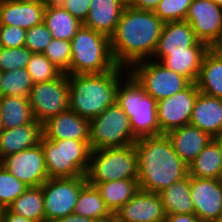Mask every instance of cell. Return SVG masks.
<instances>
[{
    "mask_svg": "<svg viewBox=\"0 0 222 222\" xmlns=\"http://www.w3.org/2000/svg\"><path fill=\"white\" fill-rule=\"evenodd\" d=\"M164 24L154 11L126 5L110 37L116 64L129 69L139 61L152 59Z\"/></svg>",
    "mask_w": 222,
    "mask_h": 222,
    "instance_id": "cell-1",
    "label": "cell"
},
{
    "mask_svg": "<svg viewBox=\"0 0 222 222\" xmlns=\"http://www.w3.org/2000/svg\"><path fill=\"white\" fill-rule=\"evenodd\" d=\"M134 144L141 190L159 193L188 175V166L176 154L166 134L140 137Z\"/></svg>",
    "mask_w": 222,
    "mask_h": 222,
    "instance_id": "cell-2",
    "label": "cell"
},
{
    "mask_svg": "<svg viewBox=\"0 0 222 222\" xmlns=\"http://www.w3.org/2000/svg\"><path fill=\"white\" fill-rule=\"evenodd\" d=\"M127 68L117 66L100 74L68 75L69 109L88 120L117 103L118 84ZM122 74V76H121Z\"/></svg>",
    "mask_w": 222,
    "mask_h": 222,
    "instance_id": "cell-3",
    "label": "cell"
},
{
    "mask_svg": "<svg viewBox=\"0 0 222 222\" xmlns=\"http://www.w3.org/2000/svg\"><path fill=\"white\" fill-rule=\"evenodd\" d=\"M70 42L68 75L100 74L118 66L112 54L110 37L82 25Z\"/></svg>",
    "mask_w": 222,
    "mask_h": 222,
    "instance_id": "cell-4",
    "label": "cell"
},
{
    "mask_svg": "<svg viewBox=\"0 0 222 222\" xmlns=\"http://www.w3.org/2000/svg\"><path fill=\"white\" fill-rule=\"evenodd\" d=\"M124 82L122 79L119 81L117 103L129 117L133 134L137 138L160 135L157 101L129 72Z\"/></svg>",
    "mask_w": 222,
    "mask_h": 222,
    "instance_id": "cell-5",
    "label": "cell"
},
{
    "mask_svg": "<svg viewBox=\"0 0 222 222\" xmlns=\"http://www.w3.org/2000/svg\"><path fill=\"white\" fill-rule=\"evenodd\" d=\"M85 177L87 183L93 186L122 179H138L135 144L91 150Z\"/></svg>",
    "mask_w": 222,
    "mask_h": 222,
    "instance_id": "cell-6",
    "label": "cell"
},
{
    "mask_svg": "<svg viewBox=\"0 0 222 222\" xmlns=\"http://www.w3.org/2000/svg\"><path fill=\"white\" fill-rule=\"evenodd\" d=\"M39 143L49 178L85 176L91 153L89 141L50 140L42 135Z\"/></svg>",
    "mask_w": 222,
    "mask_h": 222,
    "instance_id": "cell-7",
    "label": "cell"
},
{
    "mask_svg": "<svg viewBox=\"0 0 222 222\" xmlns=\"http://www.w3.org/2000/svg\"><path fill=\"white\" fill-rule=\"evenodd\" d=\"M89 146L91 150L125 147L134 144L130 119L118 103L89 120Z\"/></svg>",
    "mask_w": 222,
    "mask_h": 222,
    "instance_id": "cell-8",
    "label": "cell"
},
{
    "mask_svg": "<svg viewBox=\"0 0 222 222\" xmlns=\"http://www.w3.org/2000/svg\"><path fill=\"white\" fill-rule=\"evenodd\" d=\"M155 59L139 61L133 64L128 72L156 101L173 96L191 83L187 78L167 69Z\"/></svg>",
    "mask_w": 222,
    "mask_h": 222,
    "instance_id": "cell-9",
    "label": "cell"
},
{
    "mask_svg": "<svg viewBox=\"0 0 222 222\" xmlns=\"http://www.w3.org/2000/svg\"><path fill=\"white\" fill-rule=\"evenodd\" d=\"M86 177L49 178L42 184L45 222L72 214Z\"/></svg>",
    "mask_w": 222,
    "mask_h": 222,
    "instance_id": "cell-10",
    "label": "cell"
},
{
    "mask_svg": "<svg viewBox=\"0 0 222 222\" xmlns=\"http://www.w3.org/2000/svg\"><path fill=\"white\" fill-rule=\"evenodd\" d=\"M28 98L34 118L41 124L49 118L68 110V75L62 73L54 80L33 84Z\"/></svg>",
    "mask_w": 222,
    "mask_h": 222,
    "instance_id": "cell-11",
    "label": "cell"
},
{
    "mask_svg": "<svg viewBox=\"0 0 222 222\" xmlns=\"http://www.w3.org/2000/svg\"><path fill=\"white\" fill-rule=\"evenodd\" d=\"M198 93L196 83H190L173 96L157 101V121L160 135L190 123Z\"/></svg>",
    "mask_w": 222,
    "mask_h": 222,
    "instance_id": "cell-12",
    "label": "cell"
},
{
    "mask_svg": "<svg viewBox=\"0 0 222 222\" xmlns=\"http://www.w3.org/2000/svg\"><path fill=\"white\" fill-rule=\"evenodd\" d=\"M0 165L27 187L41 186L49 179L44 152L40 143L3 157L0 160Z\"/></svg>",
    "mask_w": 222,
    "mask_h": 222,
    "instance_id": "cell-13",
    "label": "cell"
},
{
    "mask_svg": "<svg viewBox=\"0 0 222 222\" xmlns=\"http://www.w3.org/2000/svg\"><path fill=\"white\" fill-rule=\"evenodd\" d=\"M198 41L213 48L222 36V7L212 0H192L185 18Z\"/></svg>",
    "mask_w": 222,
    "mask_h": 222,
    "instance_id": "cell-14",
    "label": "cell"
},
{
    "mask_svg": "<svg viewBox=\"0 0 222 222\" xmlns=\"http://www.w3.org/2000/svg\"><path fill=\"white\" fill-rule=\"evenodd\" d=\"M194 214L203 222H218L222 214V185L219 179L190 177Z\"/></svg>",
    "mask_w": 222,
    "mask_h": 222,
    "instance_id": "cell-15",
    "label": "cell"
},
{
    "mask_svg": "<svg viewBox=\"0 0 222 222\" xmlns=\"http://www.w3.org/2000/svg\"><path fill=\"white\" fill-rule=\"evenodd\" d=\"M165 218L159 194L140 189L114 213L113 222H164Z\"/></svg>",
    "mask_w": 222,
    "mask_h": 222,
    "instance_id": "cell-16",
    "label": "cell"
},
{
    "mask_svg": "<svg viewBox=\"0 0 222 222\" xmlns=\"http://www.w3.org/2000/svg\"><path fill=\"white\" fill-rule=\"evenodd\" d=\"M209 49L205 43L197 41L192 47L186 48V51L155 52L153 58L156 57V61L184 76L191 83H196L203 57Z\"/></svg>",
    "mask_w": 222,
    "mask_h": 222,
    "instance_id": "cell-17",
    "label": "cell"
},
{
    "mask_svg": "<svg viewBox=\"0 0 222 222\" xmlns=\"http://www.w3.org/2000/svg\"><path fill=\"white\" fill-rule=\"evenodd\" d=\"M89 120L68 109L42 124L46 139L89 141Z\"/></svg>",
    "mask_w": 222,
    "mask_h": 222,
    "instance_id": "cell-18",
    "label": "cell"
},
{
    "mask_svg": "<svg viewBox=\"0 0 222 222\" xmlns=\"http://www.w3.org/2000/svg\"><path fill=\"white\" fill-rule=\"evenodd\" d=\"M47 3L0 0V25L18 26L25 30L43 23Z\"/></svg>",
    "mask_w": 222,
    "mask_h": 222,
    "instance_id": "cell-19",
    "label": "cell"
},
{
    "mask_svg": "<svg viewBox=\"0 0 222 222\" xmlns=\"http://www.w3.org/2000/svg\"><path fill=\"white\" fill-rule=\"evenodd\" d=\"M176 154L187 166L198 156L213 138L191 124L175 128L166 133Z\"/></svg>",
    "mask_w": 222,
    "mask_h": 222,
    "instance_id": "cell-20",
    "label": "cell"
},
{
    "mask_svg": "<svg viewBox=\"0 0 222 222\" xmlns=\"http://www.w3.org/2000/svg\"><path fill=\"white\" fill-rule=\"evenodd\" d=\"M126 5V0H91L83 26L111 37Z\"/></svg>",
    "mask_w": 222,
    "mask_h": 222,
    "instance_id": "cell-21",
    "label": "cell"
},
{
    "mask_svg": "<svg viewBox=\"0 0 222 222\" xmlns=\"http://www.w3.org/2000/svg\"><path fill=\"white\" fill-rule=\"evenodd\" d=\"M189 124L212 138L222 134V99L199 92Z\"/></svg>",
    "mask_w": 222,
    "mask_h": 222,
    "instance_id": "cell-22",
    "label": "cell"
},
{
    "mask_svg": "<svg viewBox=\"0 0 222 222\" xmlns=\"http://www.w3.org/2000/svg\"><path fill=\"white\" fill-rule=\"evenodd\" d=\"M42 135V124L40 122L27 123L11 129H2L0 133V160L5 156L37 145Z\"/></svg>",
    "mask_w": 222,
    "mask_h": 222,
    "instance_id": "cell-23",
    "label": "cell"
},
{
    "mask_svg": "<svg viewBox=\"0 0 222 222\" xmlns=\"http://www.w3.org/2000/svg\"><path fill=\"white\" fill-rule=\"evenodd\" d=\"M196 85L199 92L222 99V55L213 48L203 57Z\"/></svg>",
    "mask_w": 222,
    "mask_h": 222,
    "instance_id": "cell-24",
    "label": "cell"
},
{
    "mask_svg": "<svg viewBox=\"0 0 222 222\" xmlns=\"http://www.w3.org/2000/svg\"><path fill=\"white\" fill-rule=\"evenodd\" d=\"M197 41L187 21L166 22L155 52L186 51V48L192 47Z\"/></svg>",
    "mask_w": 222,
    "mask_h": 222,
    "instance_id": "cell-25",
    "label": "cell"
},
{
    "mask_svg": "<svg viewBox=\"0 0 222 222\" xmlns=\"http://www.w3.org/2000/svg\"><path fill=\"white\" fill-rule=\"evenodd\" d=\"M43 23L53 39L67 41H70L83 25L58 3H47Z\"/></svg>",
    "mask_w": 222,
    "mask_h": 222,
    "instance_id": "cell-26",
    "label": "cell"
},
{
    "mask_svg": "<svg viewBox=\"0 0 222 222\" xmlns=\"http://www.w3.org/2000/svg\"><path fill=\"white\" fill-rule=\"evenodd\" d=\"M73 213L96 222H111L114 220V214L106 206L100 192L95 186L88 183L79 192Z\"/></svg>",
    "mask_w": 222,
    "mask_h": 222,
    "instance_id": "cell-27",
    "label": "cell"
},
{
    "mask_svg": "<svg viewBox=\"0 0 222 222\" xmlns=\"http://www.w3.org/2000/svg\"><path fill=\"white\" fill-rule=\"evenodd\" d=\"M166 215L194 214V205L190 195V176L164 188L159 193Z\"/></svg>",
    "mask_w": 222,
    "mask_h": 222,
    "instance_id": "cell-28",
    "label": "cell"
},
{
    "mask_svg": "<svg viewBox=\"0 0 222 222\" xmlns=\"http://www.w3.org/2000/svg\"><path fill=\"white\" fill-rule=\"evenodd\" d=\"M0 114L3 129L37 123L28 97L0 96Z\"/></svg>",
    "mask_w": 222,
    "mask_h": 222,
    "instance_id": "cell-29",
    "label": "cell"
},
{
    "mask_svg": "<svg viewBox=\"0 0 222 222\" xmlns=\"http://www.w3.org/2000/svg\"><path fill=\"white\" fill-rule=\"evenodd\" d=\"M95 187L113 214L140 190L138 179L104 182L97 184Z\"/></svg>",
    "mask_w": 222,
    "mask_h": 222,
    "instance_id": "cell-30",
    "label": "cell"
},
{
    "mask_svg": "<svg viewBox=\"0 0 222 222\" xmlns=\"http://www.w3.org/2000/svg\"><path fill=\"white\" fill-rule=\"evenodd\" d=\"M222 174V156L217 143L212 140L188 166L190 177L219 179Z\"/></svg>",
    "mask_w": 222,
    "mask_h": 222,
    "instance_id": "cell-31",
    "label": "cell"
},
{
    "mask_svg": "<svg viewBox=\"0 0 222 222\" xmlns=\"http://www.w3.org/2000/svg\"><path fill=\"white\" fill-rule=\"evenodd\" d=\"M43 202L42 186L28 187L7 209L32 221L45 222Z\"/></svg>",
    "mask_w": 222,
    "mask_h": 222,
    "instance_id": "cell-32",
    "label": "cell"
},
{
    "mask_svg": "<svg viewBox=\"0 0 222 222\" xmlns=\"http://www.w3.org/2000/svg\"><path fill=\"white\" fill-rule=\"evenodd\" d=\"M33 82L26 68L2 72L0 96L29 97Z\"/></svg>",
    "mask_w": 222,
    "mask_h": 222,
    "instance_id": "cell-33",
    "label": "cell"
},
{
    "mask_svg": "<svg viewBox=\"0 0 222 222\" xmlns=\"http://www.w3.org/2000/svg\"><path fill=\"white\" fill-rule=\"evenodd\" d=\"M26 69L33 84L54 80L62 74L43 53H32Z\"/></svg>",
    "mask_w": 222,
    "mask_h": 222,
    "instance_id": "cell-34",
    "label": "cell"
},
{
    "mask_svg": "<svg viewBox=\"0 0 222 222\" xmlns=\"http://www.w3.org/2000/svg\"><path fill=\"white\" fill-rule=\"evenodd\" d=\"M28 187L0 165V204L4 208L22 195Z\"/></svg>",
    "mask_w": 222,
    "mask_h": 222,
    "instance_id": "cell-35",
    "label": "cell"
},
{
    "mask_svg": "<svg viewBox=\"0 0 222 222\" xmlns=\"http://www.w3.org/2000/svg\"><path fill=\"white\" fill-rule=\"evenodd\" d=\"M43 54L64 74L68 75L71 62V42L52 39Z\"/></svg>",
    "mask_w": 222,
    "mask_h": 222,
    "instance_id": "cell-36",
    "label": "cell"
},
{
    "mask_svg": "<svg viewBox=\"0 0 222 222\" xmlns=\"http://www.w3.org/2000/svg\"><path fill=\"white\" fill-rule=\"evenodd\" d=\"M192 0H160L154 13L164 22L184 21Z\"/></svg>",
    "mask_w": 222,
    "mask_h": 222,
    "instance_id": "cell-37",
    "label": "cell"
},
{
    "mask_svg": "<svg viewBox=\"0 0 222 222\" xmlns=\"http://www.w3.org/2000/svg\"><path fill=\"white\" fill-rule=\"evenodd\" d=\"M32 52L26 47L2 48L0 53V71H13L26 68Z\"/></svg>",
    "mask_w": 222,
    "mask_h": 222,
    "instance_id": "cell-38",
    "label": "cell"
},
{
    "mask_svg": "<svg viewBox=\"0 0 222 222\" xmlns=\"http://www.w3.org/2000/svg\"><path fill=\"white\" fill-rule=\"evenodd\" d=\"M53 37L44 23L28 29L25 45L32 53H43Z\"/></svg>",
    "mask_w": 222,
    "mask_h": 222,
    "instance_id": "cell-39",
    "label": "cell"
},
{
    "mask_svg": "<svg viewBox=\"0 0 222 222\" xmlns=\"http://www.w3.org/2000/svg\"><path fill=\"white\" fill-rule=\"evenodd\" d=\"M27 30L18 26L0 25V44L3 48H16L25 45Z\"/></svg>",
    "mask_w": 222,
    "mask_h": 222,
    "instance_id": "cell-40",
    "label": "cell"
},
{
    "mask_svg": "<svg viewBox=\"0 0 222 222\" xmlns=\"http://www.w3.org/2000/svg\"><path fill=\"white\" fill-rule=\"evenodd\" d=\"M91 0H60L57 3L81 23L86 20Z\"/></svg>",
    "mask_w": 222,
    "mask_h": 222,
    "instance_id": "cell-41",
    "label": "cell"
},
{
    "mask_svg": "<svg viewBox=\"0 0 222 222\" xmlns=\"http://www.w3.org/2000/svg\"><path fill=\"white\" fill-rule=\"evenodd\" d=\"M160 0H127V5L139 10L154 11Z\"/></svg>",
    "mask_w": 222,
    "mask_h": 222,
    "instance_id": "cell-42",
    "label": "cell"
},
{
    "mask_svg": "<svg viewBox=\"0 0 222 222\" xmlns=\"http://www.w3.org/2000/svg\"><path fill=\"white\" fill-rule=\"evenodd\" d=\"M164 222H203L195 214H170L166 215Z\"/></svg>",
    "mask_w": 222,
    "mask_h": 222,
    "instance_id": "cell-43",
    "label": "cell"
},
{
    "mask_svg": "<svg viewBox=\"0 0 222 222\" xmlns=\"http://www.w3.org/2000/svg\"><path fill=\"white\" fill-rule=\"evenodd\" d=\"M1 222H35L5 208Z\"/></svg>",
    "mask_w": 222,
    "mask_h": 222,
    "instance_id": "cell-44",
    "label": "cell"
},
{
    "mask_svg": "<svg viewBox=\"0 0 222 222\" xmlns=\"http://www.w3.org/2000/svg\"><path fill=\"white\" fill-rule=\"evenodd\" d=\"M53 222H96V221H94L90 218L72 213V214H69L65 217H61L59 219H56Z\"/></svg>",
    "mask_w": 222,
    "mask_h": 222,
    "instance_id": "cell-45",
    "label": "cell"
},
{
    "mask_svg": "<svg viewBox=\"0 0 222 222\" xmlns=\"http://www.w3.org/2000/svg\"><path fill=\"white\" fill-rule=\"evenodd\" d=\"M213 140L217 143L219 150H220V154L222 156V134H220L219 136H216L213 138Z\"/></svg>",
    "mask_w": 222,
    "mask_h": 222,
    "instance_id": "cell-46",
    "label": "cell"
},
{
    "mask_svg": "<svg viewBox=\"0 0 222 222\" xmlns=\"http://www.w3.org/2000/svg\"><path fill=\"white\" fill-rule=\"evenodd\" d=\"M213 49H215L219 54H222V36Z\"/></svg>",
    "mask_w": 222,
    "mask_h": 222,
    "instance_id": "cell-47",
    "label": "cell"
},
{
    "mask_svg": "<svg viewBox=\"0 0 222 222\" xmlns=\"http://www.w3.org/2000/svg\"><path fill=\"white\" fill-rule=\"evenodd\" d=\"M4 210L5 208L0 204V222L2 221Z\"/></svg>",
    "mask_w": 222,
    "mask_h": 222,
    "instance_id": "cell-48",
    "label": "cell"
},
{
    "mask_svg": "<svg viewBox=\"0 0 222 222\" xmlns=\"http://www.w3.org/2000/svg\"><path fill=\"white\" fill-rule=\"evenodd\" d=\"M17 2H38V1H44V0H14Z\"/></svg>",
    "mask_w": 222,
    "mask_h": 222,
    "instance_id": "cell-49",
    "label": "cell"
},
{
    "mask_svg": "<svg viewBox=\"0 0 222 222\" xmlns=\"http://www.w3.org/2000/svg\"><path fill=\"white\" fill-rule=\"evenodd\" d=\"M214 1L218 6L222 7V0H212Z\"/></svg>",
    "mask_w": 222,
    "mask_h": 222,
    "instance_id": "cell-50",
    "label": "cell"
},
{
    "mask_svg": "<svg viewBox=\"0 0 222 222\" xmlns=\"http://www.w3.org/2000/svg\"><path fill=\"white\" fill-rule=\"evenodd\" d=\"M46 3H57L60 0H44Z\"/></svg>",
    "mask_w": 222,
    "mask_h": 222,
    "instance_id": "cell-51",
    "label": "cell"
},
{
    "mask_svg": "<svg viewBox=\"0 0 222 222\" xmlns=\"http://www.w3.org/2000/svg\"><path fill=\"white\" fill-rule=\"evenodd\" d=\"M3 127H2V120H1V114H0V133L2 131Z\"/></svg>",
    "mask_w": 222,
    "mask_h": 222,
    "instance_id": "cell-52",
    "label": "cell"
},
{
    "mask_svg": "<svg viewBox=\"0 0 222 222\" xmlns=\"http://www.w3.org/2000/svg\"><path fill=\"white\" fill-rule=\"evenodd\" d=\"M219 180H220L221 185H222V174H221V176H220Z\"/></svg>",
    "mask_w": 222,
    "mask_h": 222,
    "instance_id": "cell-53",
    "label": "cell"
},
{
    "mask_svg": "<svg viewBox=\"0 0 222 222\" xmlns=\"http://www.w3.org/2000/svg\"><path fill=\"white\" fill-rule=\"evenodd\" d=\"M218 222H222V214H221V217H220V219L218 220Z\"/></svg>",
    "mask_w": 222,
    "mask_h": 222,
    "instance_id": "cell-54",
    "label": "cell"
}]
</instances>
